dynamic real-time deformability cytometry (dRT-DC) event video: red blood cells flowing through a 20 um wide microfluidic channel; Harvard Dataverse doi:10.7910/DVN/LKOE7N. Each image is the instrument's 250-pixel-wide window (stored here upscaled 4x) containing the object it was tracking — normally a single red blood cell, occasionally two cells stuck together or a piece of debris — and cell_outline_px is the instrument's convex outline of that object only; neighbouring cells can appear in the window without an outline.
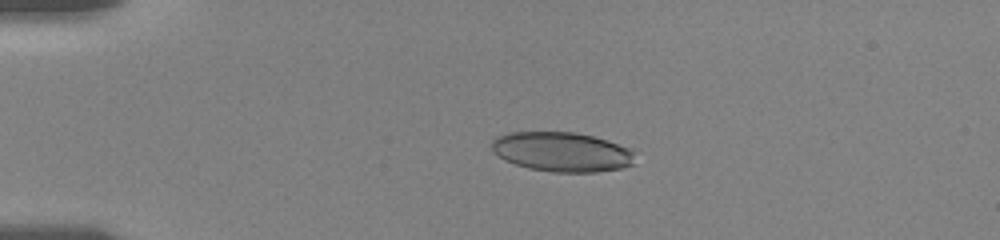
{"species": "human", "species_latin": "Homo sapiens", "temperature_condition": "room temperature", "stored_images_in_passage": 56, "camera_frame_rate_fps": 3000, "um_per_image_px": 0.085, "donor": {"sex": "female"}, "frame": {"image": 1, "passage_image": 13, "time_ms": 4.0, "image_size_px": [1000, 240], "cell_outline_px": [[632, 164], [624, 168], [596, 172], [552, 172], [528, 168], [504, 160], [492, 152], [492, 140], [496, 136], [508, 132], [576, 132], [608, 140], [628, 148], [632, 152]], "centroid_in_image_um": [47.71, 12.9], "position_along_channel_um": 37.3, "area_um2": 33.06}}
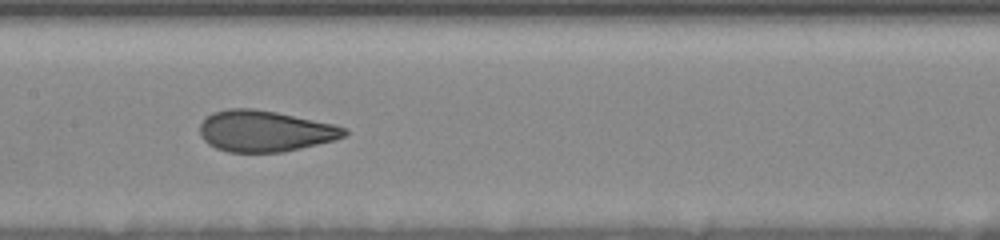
{"frame": {"image": 2, "passage_image": 29, "time_ms": 9.333, "image_size_px": [1000, 240], "cell_outline_px": [[348, 132], [344, 136], [336, 140], [284, 152], [228, 152], [216, 148], [208, 144], [200, 136], [200, 124], [212, 112], [228, 108], [252, 108], [276, 112], [336, 124], [348, 128]], "centroid_in_image_um": [22.54, 11.14], "position_along_channel_um": 184.9, "area_um2": 34.91}}
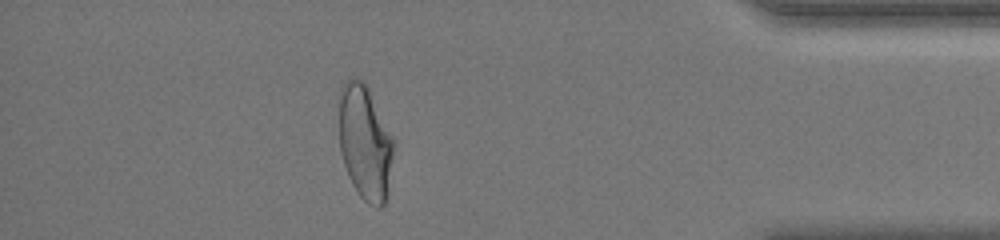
{"frame": {"image": 3, "passage_image": 50, "time_ms": 16.333, "image_size_px": [1000, 240], "cell_outline_px": [[396, 140], [384, 204], [380, 208], [368, 204], [360, 196], [352, 184], [348, 176], [340, 152], [340, 88], [344, 80], [352, 76], [360, 80], [368, 88]], "centroid_in_image_um": [31.04, 12.08], "position_along_channel_um": 404.2, "area_um2": 36.59}, "authors_computed_cell_mechanics": {"area_um2": 34.9979, "velocity_mm_per_s": 3.6185, "shape_relaxation_time_tau1_ms": 4.9895, "shape_relaxation_time_tau2_ms": 1.0251, "deformation_change_tau1": 0.1679, "deformation_change_tau2": 0.0675}}